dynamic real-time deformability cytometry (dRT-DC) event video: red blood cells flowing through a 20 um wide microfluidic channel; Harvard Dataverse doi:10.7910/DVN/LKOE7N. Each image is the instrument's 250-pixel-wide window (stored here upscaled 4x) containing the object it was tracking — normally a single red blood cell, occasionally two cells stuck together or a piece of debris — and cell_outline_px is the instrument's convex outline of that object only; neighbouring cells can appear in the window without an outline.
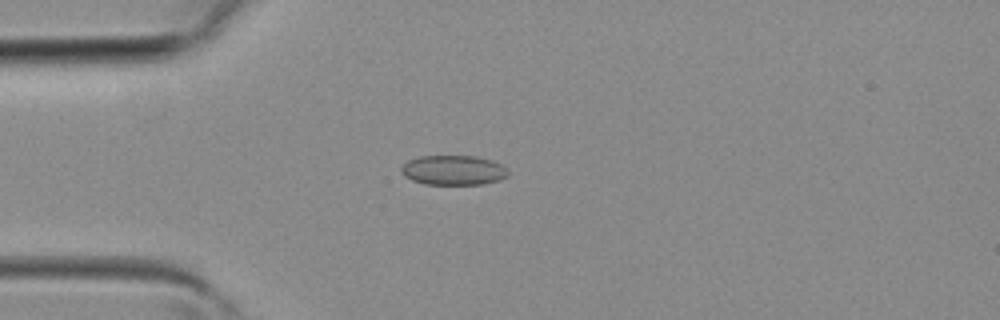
{"species": "common noctule bat (a hibernating species)", "species_latin": "Nyctalus noctula", "temperature_condition": "room temperature", "stored_images_in_passage": 38, "camera_frame_rate_fps": 3000, "um_per_image_px": 0.085, "animal": {"sex": "female", "body_mass_g": 19.3, "forearm_length_mm": 54.1}, "frame": {"image": 1, "passage_image": 9, "time_ms": 2.667, "image_size_px": [1000, 320], "cell_outline_px": [[508, 176], [500, 180], [484, 184], [424, 184], [412, 180], [404, 176], [400, 172], [400, 168], [408, 160], [420, 156], [476, 156], [492, 160], [500, 164], [508, 172]], "centroid_in_image_um": [38.52, 14.47], "position_along_channel_um": 46.5, "area_um2": 18.55}}
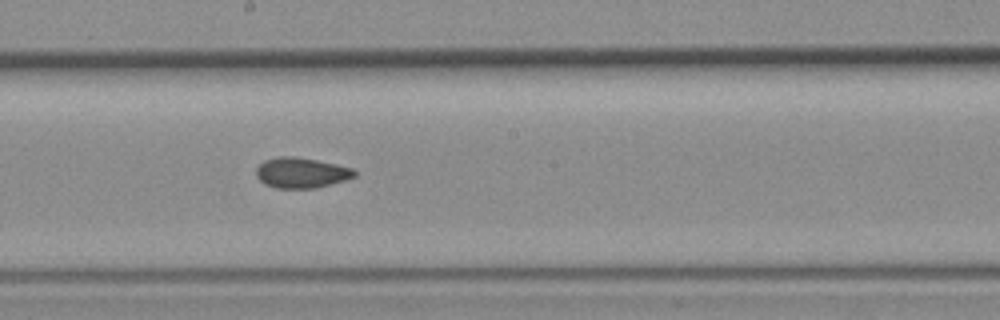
{"frame": {"image": 2, "passage_image": 20, "time_ms": 6.333, "image_size_px": [1000, 320], "cell_outline_px": [[356, 176], [344, 180], [316, 188], [276, 188], [264, 184], [256, 176], [256, 168], [264, 160], [276, 156], [292, 156], [316, 160], [336, 164], [352, 168], [356, 172]], "centroid_in_image_um": [25.58, 14.68], "position_along_channel_um": 222.6, "area_um2": 17.4}}
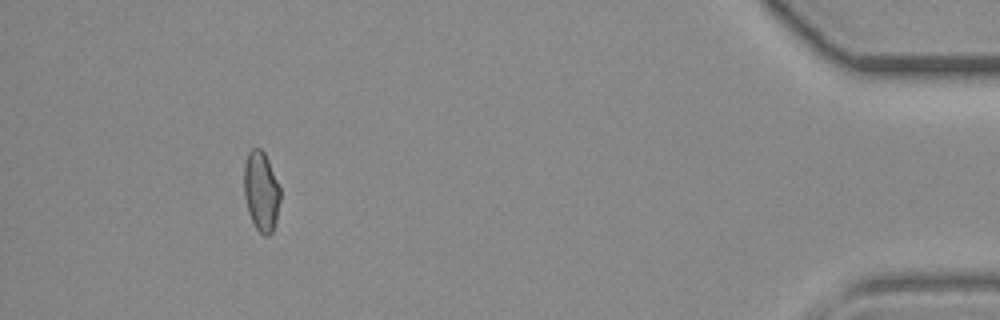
{"frame": {"image": 3, "passage_image": 35, "time_ms": 11.333, "image_size_px": [1000, 320], "cell_outline_px": [[280, 200], [276, 220], [272, 232], [268, 236], [264, 236], [256, 228], [248, 212], [244, 196], [244, 164], [248, 152], [252, 148], [260, 148], [264, 152], [268, 160], [280, 188]], "centroid_in_image_um": [22.19, 16.26], "position_along_channel_um": 413.0, "area_um2": 16.82}}